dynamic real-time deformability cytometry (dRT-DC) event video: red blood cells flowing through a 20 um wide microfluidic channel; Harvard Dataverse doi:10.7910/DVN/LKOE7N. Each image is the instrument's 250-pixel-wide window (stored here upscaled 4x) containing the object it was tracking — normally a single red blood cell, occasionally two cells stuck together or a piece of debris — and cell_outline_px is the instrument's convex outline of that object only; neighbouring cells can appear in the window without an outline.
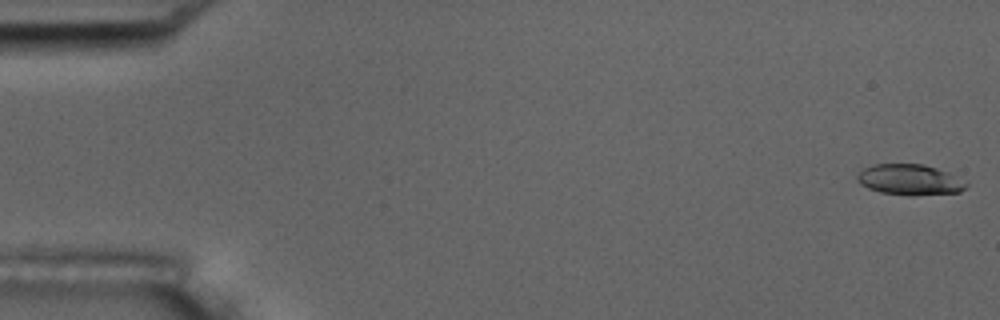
{"species": "common noctule bat (a hibernating species)", "species_latin": "Nyctalus noctula", "temperature_condition": "room temperature", "stored_images_in_passage": 6, "camera_frame_rate_fps": 3000, "um_per_image_px": 0.085, "animal": {"sex": "male", "body_mass_g": 17.5, "forearm_length_mm": 52.3}, "frame": {"image": 1, "passage_image": 1, "time_ms": 0.0, "image_size_px": [1000, 320], "cell_outline_px": [[968, 188], [960, 192], [912, 196], [908, 196], [880, 192], [868, 188], [860, 184], [856, 180], [856, 176], [864, 168], [872, 164], [924, 164], [948, 172], [968, 180]], "centroid_in_image_um": [77.38, 15.28], "position_along_channel_um": 7.6, "area_um2": 19.94}}
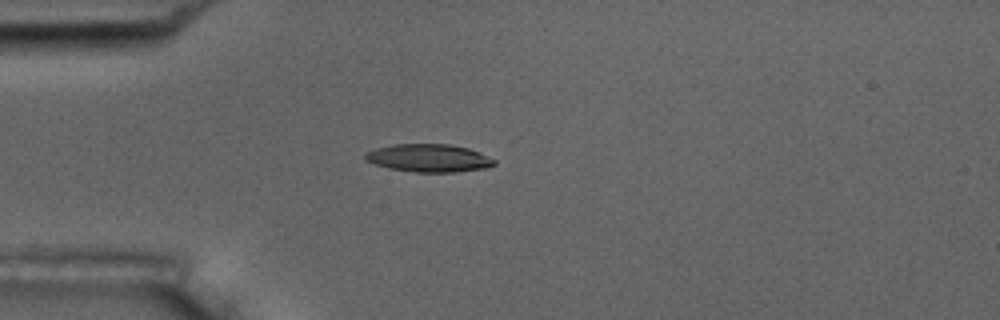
{"frame": {"image": 2, "passage_image": 5, "time_ms": 4.667, "image_size_px": [1000, 320], "cell_outline_px": [[496, 164], [488, 168], [456, 172], [416, 172], [388, 168], [364, 160], [364, 152], [376, 148], [392, 144], [448, 144], [468, 148], [496, 160]], "centroid_in_image_um": [36.43, 13.43], "position_along_channel_um": 48.6, "area_um2": 21.04}}